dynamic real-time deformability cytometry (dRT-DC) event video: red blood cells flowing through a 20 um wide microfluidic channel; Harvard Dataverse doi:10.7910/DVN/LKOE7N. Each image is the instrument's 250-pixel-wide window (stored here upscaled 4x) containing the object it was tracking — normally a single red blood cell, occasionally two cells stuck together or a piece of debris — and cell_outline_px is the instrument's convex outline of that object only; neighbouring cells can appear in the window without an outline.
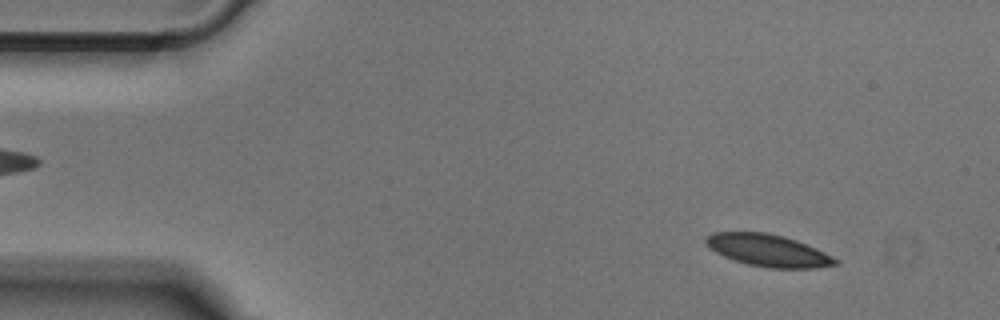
{"species": "Egyptian fruit bat (a non-hibernating species)", "species_latin": "Rousettus aegyptiacus", "temperature_condition": "cold", "stored_images_in_passage": 51, "camera_frame_rate_fps": 3000, "um_per_image_px": 0.085, "animal": {"sex": "male"}, "frame": {"image": 1, "passage_image": 5, "time_ms": 1.333, "image_size_px": [1000, 320], "cell_outline_px": [[840, 264], [816, 268], [768, 268], [748, 264], [732, 260], [708, 248], [704, 244], [704, 236], [712, 232], [768, 232], [784, 236], [796, 240], [816, 248], [840, 260]], "centroid_in_image_um": [65.26, 21.28], "position_along_channel_um": 19.7, "area_um2": 24.57}}
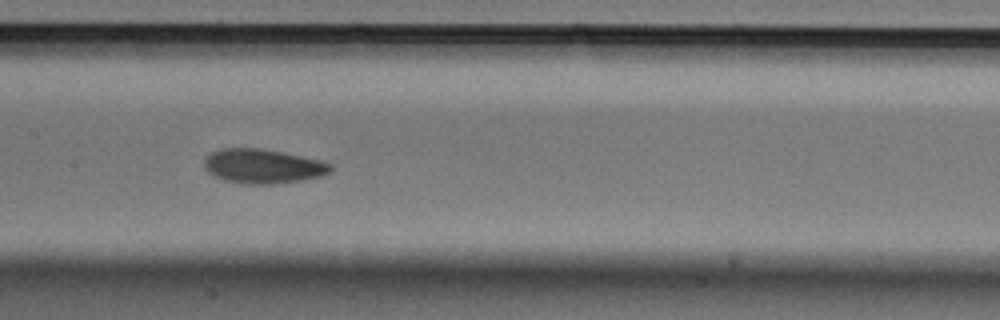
{"frame": {"image": 2, "passage_image": 24, "time_ms": 7.667, "image_size_px": [1000, 320], "cell_outline_px": [[332, 172], [320, 176], [304, 180], [272, 184], [240, 184], [224, 180], [212, 176], [204, 168], [204, 160], [212, 152], [220, 148], [260, 148], [284, 152], [320, 160], [332, 164]], "centroid_in_image_um": [22.34, 14.13], "position_along_channel_um": 185.1, "area_um2": 25.61}}
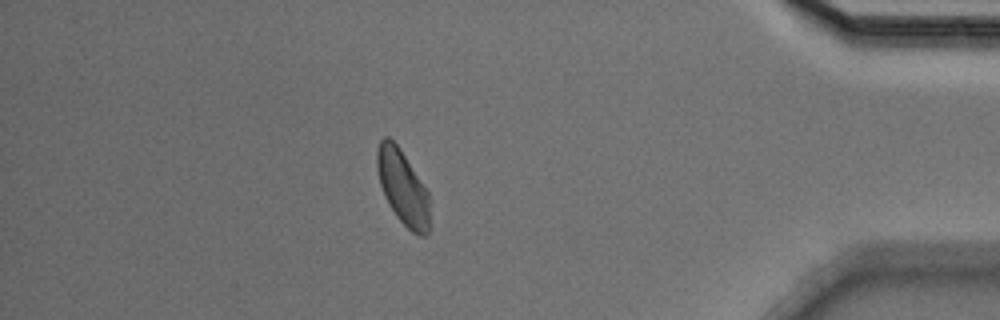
{"frame": {"image": 3, "passage_image": 44, "time_ms": 14.333, "image_size_px": [1000, 320], "cell_outline_px": [[432, 228], [428, 236], [420, 236], [412, 232], [396, 216], [388, 204], [384, 196], [380, 184], [376, 168], [376, 152], [380, 140], [384, 136], [388, 136], [400, 148], [428, 192]], "centroid_in_image_um": [34.26, 15.98], "position_along_channel_um": 400.9, "area_um2": 23.35}}